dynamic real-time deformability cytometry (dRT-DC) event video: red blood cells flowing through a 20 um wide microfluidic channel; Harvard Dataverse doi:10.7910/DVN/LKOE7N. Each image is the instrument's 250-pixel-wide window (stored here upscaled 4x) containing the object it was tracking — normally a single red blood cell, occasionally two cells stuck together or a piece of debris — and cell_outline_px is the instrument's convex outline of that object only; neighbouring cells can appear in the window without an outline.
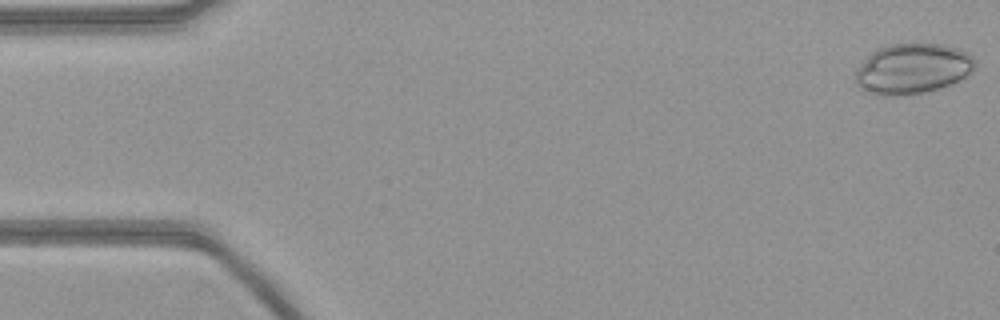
{"species": "common noctule bat (a hibernating species)", "species_latin": "Nyctalus noctula", "temperature_condition": "warm", "stored_images_in_passage": 54, "camera_frame_rate_fps": 3000, "um_per_image_px": 0.085, "animal": {"sex": "female", "body_mass_g": 21.9}, "frame": {"image": 1, "passage_image": 1, "time_ms": 0.0, "image_size_px": [1000, 320], "cell_outline_px": [[976, 68], [972, 72], [960, 80], [924, 92], [872, 92], [860, 88], [856, 84], [856, 72], [868, 56], [872, 52], [880, 48], [892, 44], [944, 44], [968, 52], [976, 60]], "centroid_in_image_um": [77.66, 5.78], "position_along_channel_um": 7.3, "area_um2": 33.76}}
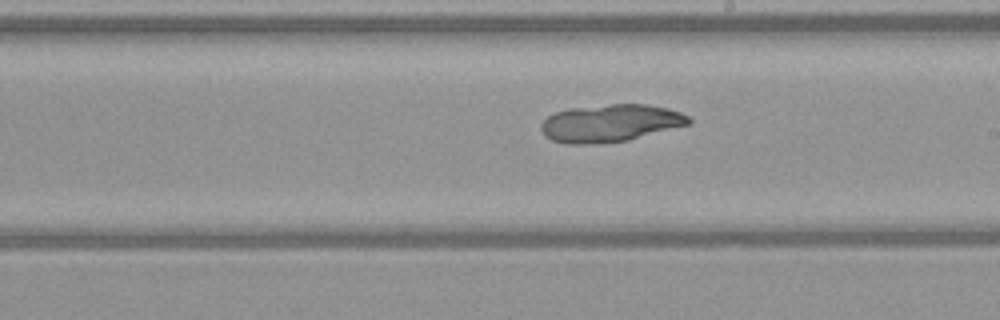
{"frame": {"image": 2, "passage_image": 30, "time_ms": 9.667, "image_size_px": [1000, 320], "cell_outline_px": [[692, 124], [628, 140], [592, 144], [568, 144], [552, 140], [544, 136], [540, 128], [540, 124], [548, 116], [556, 112], [568, 108], [608, 104], [648, 104], [668, 108], [680, 112], [688, 116], [692, 120]], "centroid_in_image_um": [51.89, 10.46], "position_along_channel_um": 237.1, "area_um2": 32.54}}
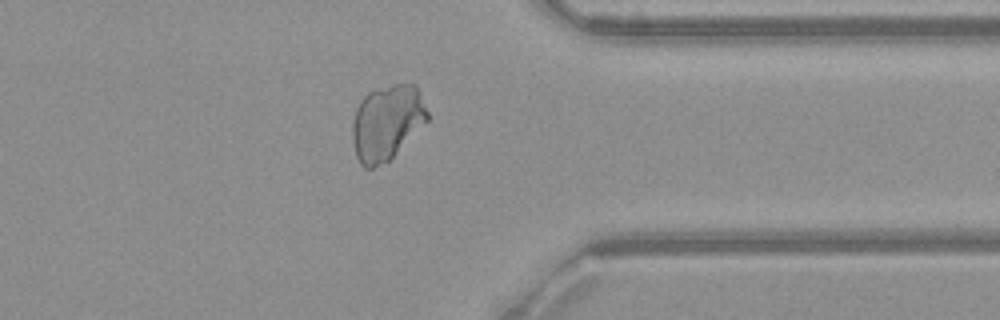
{"frame": {"image": 3, "passage_image": 42, "time_ms": 13.667, "image_size_px": [1000, 320], "cell_outline_px": [[428, 120], [388, 160], [372, 168], [364, 168], [360, 164], [356, 156], [352, 140], [352, 124], [356, 108], [360, 100], [368, 92], [396, 84], [416, 84], [420, 92], [428, 112]], "centroid_in_image_um": [32.86, 10.4], "position_along_channel_um": 378.5, "area_um2": 32.54}}